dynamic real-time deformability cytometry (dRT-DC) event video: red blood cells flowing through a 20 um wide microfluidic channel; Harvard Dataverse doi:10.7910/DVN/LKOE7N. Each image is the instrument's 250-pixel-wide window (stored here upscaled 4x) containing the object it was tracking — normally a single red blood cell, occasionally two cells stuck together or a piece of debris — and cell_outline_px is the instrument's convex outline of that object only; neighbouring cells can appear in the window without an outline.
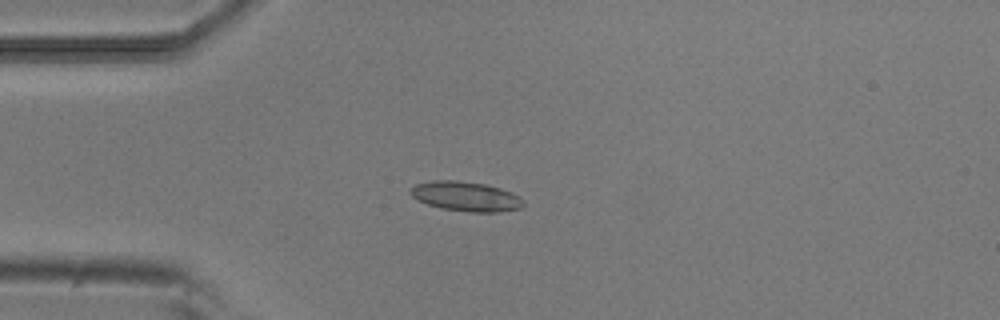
{"species": "common noctule bat (a hibernating species)", "species_latin": "Nyctalus noctula", "temperature_condition": "room temperature", "stored_images_in_passage": 19, "camera_frame_rate_fps": 3000, "um_per_image_px": 0.085, "animal": {"sex": "male", "body_mass_g": 20.5, "forearm_length_mm": 52.5}, "frame": {"image": 1, "passage_image": 6, "time_ms": 1.667, "image_size_px": [1000, 320], "cell_outline_px": [[524, 204], [520, 208], [496, 212], [468, 212], [440, 208], [428, 204], [412, 196], [412, 188], [416, 184], [432, 180], [456, 180], [484, 184], [500, 188], [512, 192], [520, 196]], "centroid_in_image_um": [39.63, 16.69], "position_along_channel_um": 45.4, "area_um2": 19.31}}
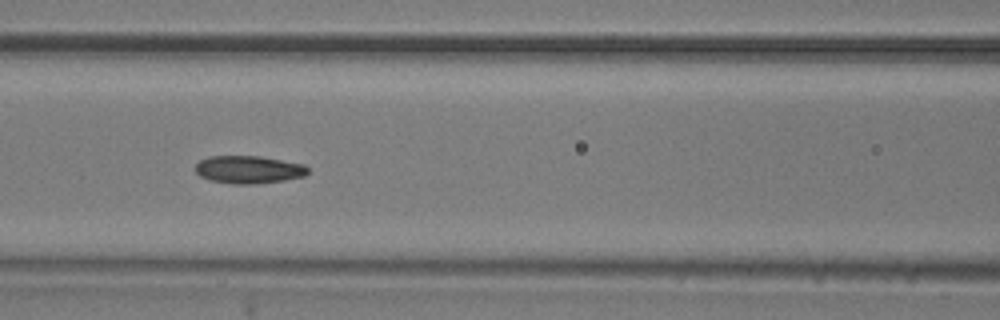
{"frame": {"image": 2, "passage_image": 15, "time_ms": 4.667, "image_size_px": [1000, 320], "cell_outline_px": [[308, 172], [304, 176], [284, 180], [256, 184], [232, 184], [208, 180], [200, 176], [196, 172], [196, 164], [200, 160], [208, 156], [260, 156], [304, 164], [308, 168]], "centroid_in_image_um": [21.12, 14.41], "position_along_channel_um": 145.5, "area_um2": 18.26}}
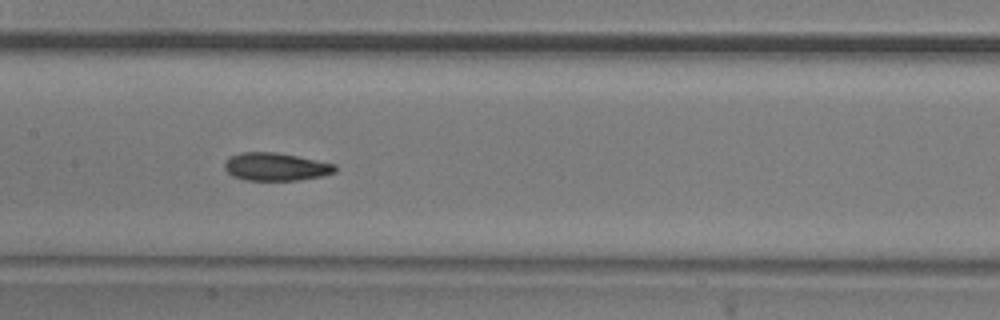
{"frame": {"image": 3, "passage_image": 18, "time_ms": 5.667, "image_size_px": [1000, 320], "cell_outline_px": [[336, 172], [320, 176], [300, 180], [244, 180], [232, 176], [224, 168], [224, 164], [232, 156], [240, 152], [276, 152], [336, 164]], "centroid_in_image_um": [23.44, 14.18], "position_along_channel_um": 184.0, "area_um2": 17.86}}